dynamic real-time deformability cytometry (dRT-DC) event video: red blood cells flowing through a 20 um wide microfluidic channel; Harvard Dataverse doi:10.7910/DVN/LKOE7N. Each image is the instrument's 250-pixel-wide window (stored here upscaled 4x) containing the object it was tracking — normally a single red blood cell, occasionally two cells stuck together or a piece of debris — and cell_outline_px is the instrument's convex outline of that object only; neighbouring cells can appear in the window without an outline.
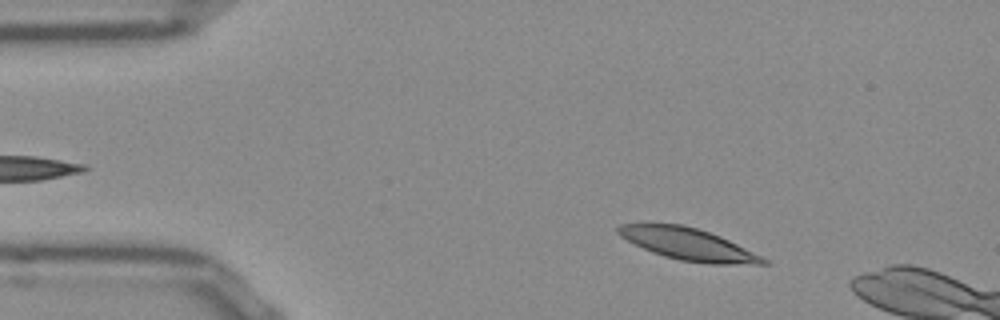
{"species": "Egyptian fruit bat (a non-hibernating species)", "species_latin": "Rousettus aegyptiacus", "temperature_condition": "room temperature", "stored_images_in_passage": 12, "camera_frame_rate_fps": 3000, "um_per_image_px": 0.085, "frame": {"image": 1, "passage_image": 7, "time_ms": 2.0, "image_size_px": [1000, 320], "cell_outline_px": [[768, 264], [712, 264], [680, 260], [664, 256], [652, 252], [620, 236], [616, 232], [616, 228], [620, 224], [680, 224], [696, 228], [720, 236], [768, 260]], "centroid_in_image_um": [58.47, 20.75], "position_along_channel_um": 26.5, "area_um2": 26.41}}